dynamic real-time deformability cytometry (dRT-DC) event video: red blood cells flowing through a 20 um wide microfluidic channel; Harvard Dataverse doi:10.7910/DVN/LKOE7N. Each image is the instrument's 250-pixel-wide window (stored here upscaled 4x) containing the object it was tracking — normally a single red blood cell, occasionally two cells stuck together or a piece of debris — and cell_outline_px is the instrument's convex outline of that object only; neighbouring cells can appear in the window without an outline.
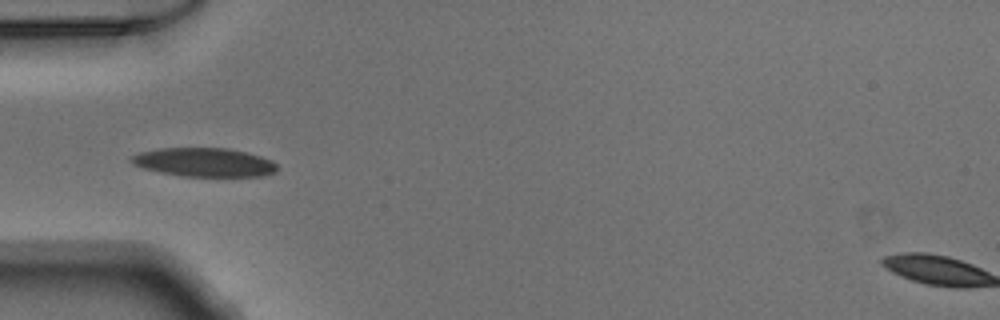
{"species": "Egyptian fruit bat (a non-hibernating species)", "species_latin": "Rousettus aegyptiacus", "temperature_condition": "warm", "stored_images_in_passage": 26, "camera_frame_rate_fps": 3000, "um_per_image_px": 0.085, "animal": {"sex": "male"}, "frame": {"image": 1, "passage_image": 8, "time_ms": 2.333, "image_size_px": [1000, 320], "cell_outline_px": [[276, 172], [260, 176], [180, 176], [160, 172], [144, 168], [132, 164], [128, 160], [132, 156], [140, 152], [160, 148], [228, 148], [260, 156], [272, 160], [276, 164]], "centroid_in_image_um": [17.33, 13.79], "position_along_channel_um": 67.7, "area_um2": 24.33}}